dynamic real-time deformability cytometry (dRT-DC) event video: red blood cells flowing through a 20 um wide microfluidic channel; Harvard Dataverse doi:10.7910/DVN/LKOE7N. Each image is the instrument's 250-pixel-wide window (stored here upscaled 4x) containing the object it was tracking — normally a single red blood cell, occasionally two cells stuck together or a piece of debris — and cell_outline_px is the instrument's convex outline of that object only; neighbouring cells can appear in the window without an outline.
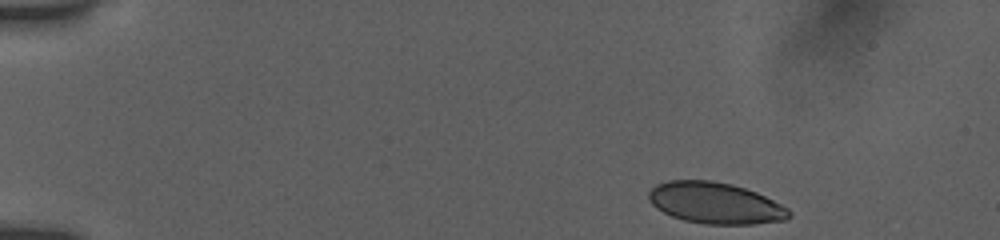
{"species": "human", "species_latin": "Homo sapiens", "temperature_condition": "room temperature", "stored_images_in_passage": 47, "camera_frame_rate_fps": 3000, "um_per_image_px": 0.085, "donor": {"sex": "female"}, "frame": {"image": 1, "passage_image": 1, "time_ms": 0.0, "image_size_px": [1000, 240], "cell_outline_px": [[792, 216], [784, 220], [752, 224], [704, 224], [684, 220], [672, 216], [656, 208], [648, 200], [648, 192], [656, 184], [668, 180], [712, 180], [732, 184], [756, 192], [788, 208], [792, 212]], "centroid_in_image_um": [60.78, 17.25], "position_along_channel_um": 24.2, "area_um2": 33.81}}
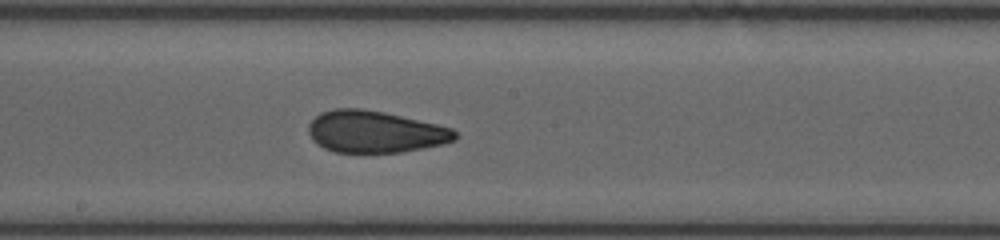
{"frame": {"image": 2, "passage_image": 24, "time_ms": 7.667, "image_size_px": [1000, 240], "cell_outline_px": [[456, 140], [444, 144], [400, 152], [336, 152], [324, 148], [316, 144], [312, 140], [308, 132], [308, 124], [320, 112], [336, 108], [360, 108], [384, 112], [436, 124], [452, 128], [456, 132]], "centroid_in_image_um": [31.85, 11.2], "position_along_channel_um": 216.3, "area_um2": 35.72}}
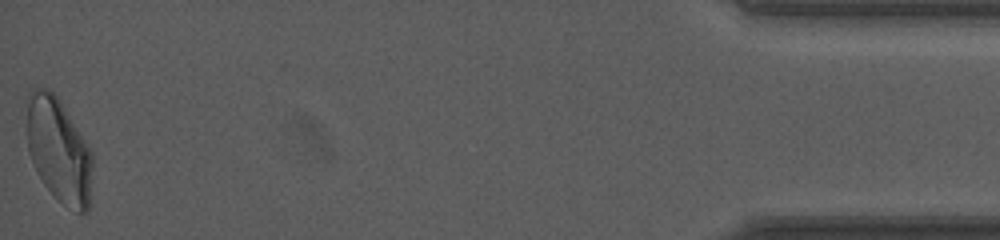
{"frame": {"image": 3, "passage_image": 47, "time_ms": 15.333, "image_size_px": [1000, 240], "cell_outline_px": [[92, 164], [88, 212], [76, 212], [52, 196], [36, 172], [28, 152], [24, 100], [28, 92], [32, 88], [48, 88], [60, 100], [88, 144], [92, 152]], "centroid_in_image_um": [4.94, 12.71], "position_along_channel_um": 430.3, "area_um2": 40.81}, "authors_computed_cell_mechanics": {"area_um2": 35.7204, "velocity_mm_per_s": 3.8838, "shape_relaxation_time_tau1_ms": null, "shape_relaxation_time_tau2_ms": 1.1846, "deformation_change_tau1": null, "deformation_change_tau2": 0.0572}}